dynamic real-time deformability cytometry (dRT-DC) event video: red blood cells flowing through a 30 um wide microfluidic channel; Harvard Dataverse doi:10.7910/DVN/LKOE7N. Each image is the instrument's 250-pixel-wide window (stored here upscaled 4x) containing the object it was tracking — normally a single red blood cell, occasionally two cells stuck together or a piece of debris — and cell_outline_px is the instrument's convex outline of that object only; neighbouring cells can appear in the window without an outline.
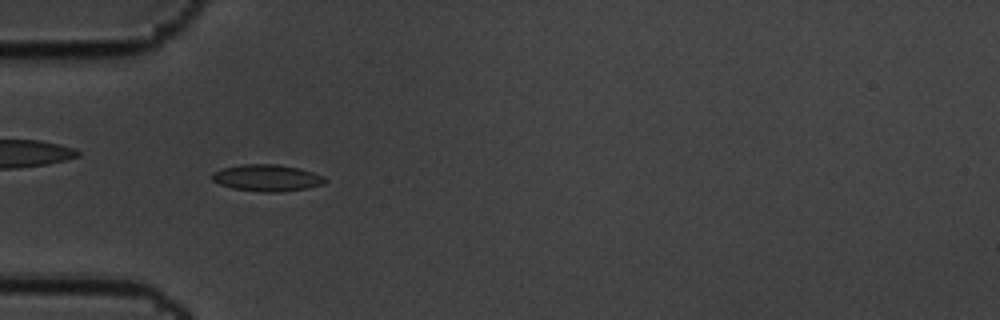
{"species": "common noctule bat (a hibernating species)", "species_latin": "Nyctalus noctula", "temperature_condition": "cold", "stored_images_in_passage": 55, "camera_frame_rate_fps": 3000, "um_per_image_px": 0.085, "animal": {"sex": "male", "body_mass_g": 19.5, "forearm_length_mm": 54.6}, "frame": {"image": 1, "passage_image": 15, "time_ms": 4.667, "image_size_px": [1000, 320], "cell_outline_px": [[328, 180], [324, 184], [308, 188], [280, 192], [264, 192], [232, 188], [220, 184], [212, 180], [212, 172], [220, 168], [240, 164], [276, 164], [300, 168], [324, 176]], "centroid_in_image_um": [22.7, 15.11], "position_along_channel_um": 62.3, "area_um2": 17.74}}
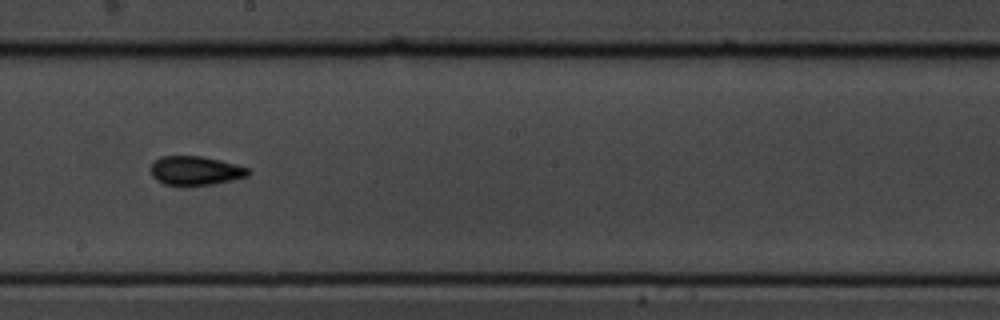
{"frame": {"image": 2, "passage_image": 30, "time_ms": 9.667, "image_size_px": [1000, 320], "cell_outline_px": [[252, 172], [248, 176], [232, 180], [212, 184], [164, 184], [156, 180], [152, 176], [152, 160], [160, 156], [200, 156], [220, 160], [236, 164], [248, 168]], "centroid_in_image_um": [16.62, 14.48], "position_along_channel_um": 231.6, "area_um2": 16.3}}
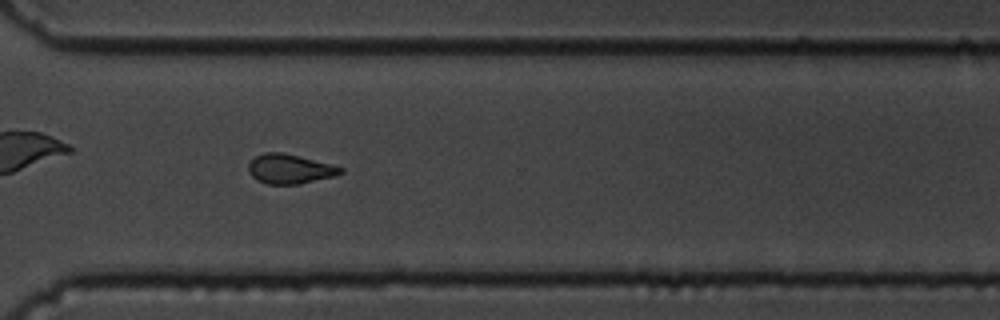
{"frame": {"image": 3, "passage_image": 40, "time_ms": 13.0, "image_size_px": [1000, 320], "cell_outline_px": [[344, 172], [336, 176], [300, 184], [268, 184], [252, 176], [248, 172], [248, 164], [256, 156], [264, 152], [280, 152], [300, 156], [332, 164], [344, 168]], "centroid_in_image_um": [24.67, 14.36], "position_along_channel_um": 345.9, "area_um2": 15.9}, "authors_computed_cell_mechanics": {"area_um2": 15.9528, "velocity_mm_per_s": 3.4345, "shape_relaxation_time_tau1_ms": 6.5881, "shape_relaxation_time_tau2_ms": 3.2012, "deformation_change_tau1": 0.1426, "deformation_change_tau2": 0.0696}}